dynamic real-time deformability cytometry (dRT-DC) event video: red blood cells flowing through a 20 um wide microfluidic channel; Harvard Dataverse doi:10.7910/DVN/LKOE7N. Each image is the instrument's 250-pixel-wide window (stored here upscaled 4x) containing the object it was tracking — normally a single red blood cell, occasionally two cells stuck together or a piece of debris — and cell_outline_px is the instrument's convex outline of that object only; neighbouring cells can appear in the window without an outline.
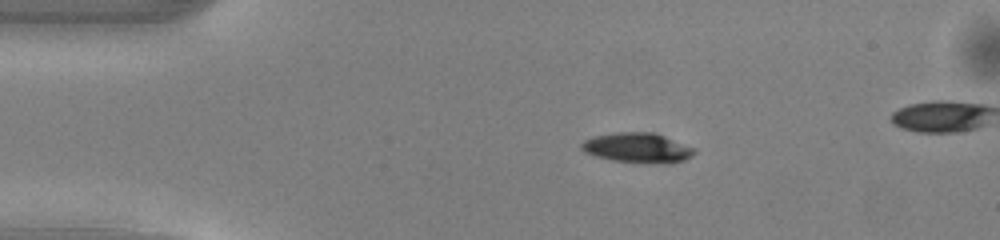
{"species": "common noctule bat (a hibernating species)", "species_latin": "Nyctalus noctula", "temperature_condition": "warm", "stored_images_in_passage": 39, "camera_frame_rate_fps": 3000, "um_per_image_px": 0.085, "animal": {"sex": "male", "body_mass_g": 13.0, "forearm_length_mm": 53.1}, "frame": {"image": 1, "passage_image": 1, "time_ms": 0.0, "image_size_px": [1000, 240], "cell_outline_px": [[696, 152], [692, 156], [684, 160], [672, 164], [648, 164], [612, 160], [596, 156], [584, 152], [580, 148], [580, 144], [584, 140], [592, 136], [616, 132], [652, 132], [664, 136], [696, 148]], "centroid_in_image_um": [54.2, 12.58], "position_along_channel_um": 30.8, "area_um2": 20.06}}
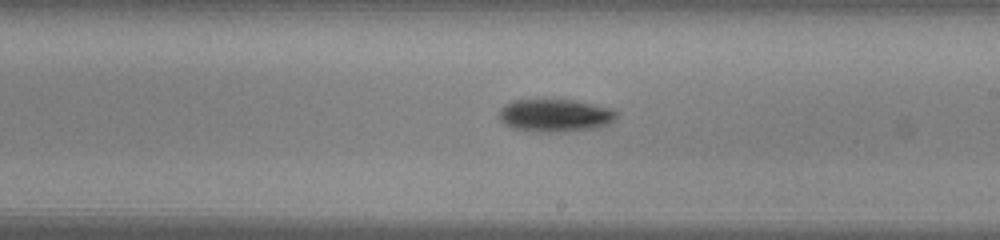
{"frame": {"image": 2, "passage_image": 20, "time_ms": 6.333, "image_size_px": [1000, 240], "cell_outline_px": [[616, 116], [608, 124], [596, 128], [564, 132], [544, 132], [512, 128], [500, 120], [500, 108], [504, 104], [512, 100], [576, 100], [612, 108], [616, 112]], "centroid_in_image_um": [47.18, 9.81], "position_along_channel_um": 241.8, "area_um2": 22.37}}
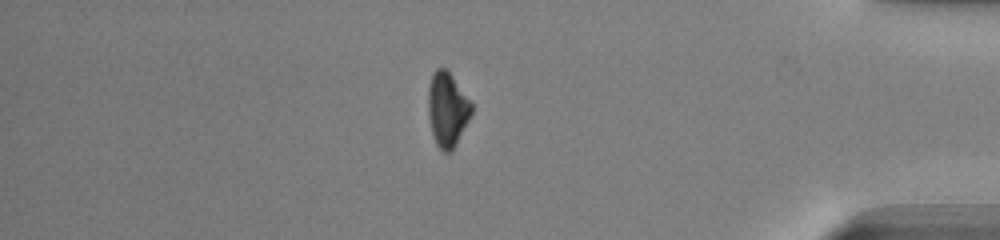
{"frame": {"image": 3, "passage_image": 34, "time_ms": 11.0, "image_size_px": [1000, 240], "cell_outline_px": [[472, 112], [468, 120], [452, 148], [448, 152], [444, 152], [436, 144], [432, 136], [428, 116], [428, 84], [432, 72], [436, 68], [444, 68], [452, 76], [472, 100]], "centroid_in_image_um": [38.0, 9.24], "position_along_channel_um": 397.2, "area_um2": 18.73}, "authors_computed_cell_mechanics": {"area_um2": 20.9814, "velocity_mm_per_s": 4.1142, "shape_relaxation_time_tau1_ms": 3.2523, "shape_relaxation_time_tau2_ms": null, "deformation_change_tau1": 0.1281, "deformation_change_tau2": null}}